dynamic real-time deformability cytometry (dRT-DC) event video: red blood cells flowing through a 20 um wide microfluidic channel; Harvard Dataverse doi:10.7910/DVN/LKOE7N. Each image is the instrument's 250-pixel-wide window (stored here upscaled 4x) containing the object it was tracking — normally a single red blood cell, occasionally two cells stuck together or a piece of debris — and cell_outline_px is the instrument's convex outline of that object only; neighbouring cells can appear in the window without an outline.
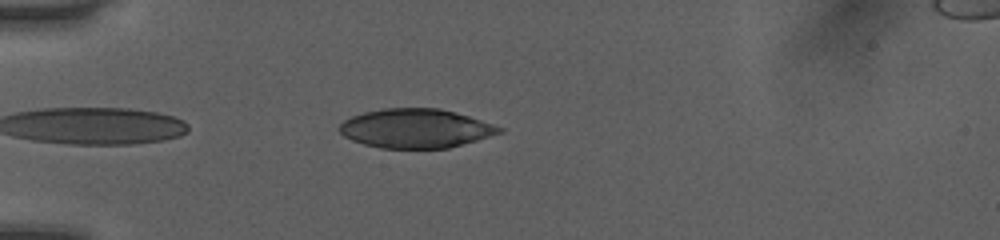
{"species": "human", "species_latin": "Homo sapiens", "temperature_condition": "room temperature", "stored_images_in_passage": 38, "camera_frame_rate_fps": 3000, "um_per_image_px": 0.085, "donor": {"sex": "female"}, "frame": {"image": 1, "passage_image": 2, "time_ms": 0.333, "image_size_px": [1000, 240], "cell_outline_px": [[504, 132], [448, 148], [380, 148], [364, 144], [352, 140], [344, 136], [340, 132], [340, 124], [344, 120], [352, 116], [364, 112], [384, 108], [440, 108], [468, 116], [504, 128]], "centroid_in_image_um": [35.32, 10.91], "position_along_channel_um": 49.7, "area_um2": 36.18}}
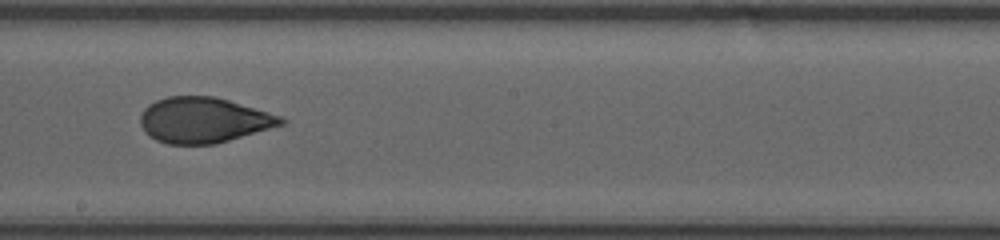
{"frame": {"image": 2, "passage_image": 17, "time_ms": 5.333, "image_size_px": [1000, 240], "cell_outline_px": [[288, 120], [284, 124], [216, 144], [168, 144], [156, 140], [148, 136], [144, 132], [140, 124], [140, 116], [144, 108], [148, 104], [156, 100], [168, 96], [212, 96], [228, 100], [268, 112], [280, 116]], "centroid_in_image_um": [17.27, 10.21], "position_along_channel_um": 230.9, "area_um2": 37.28}}
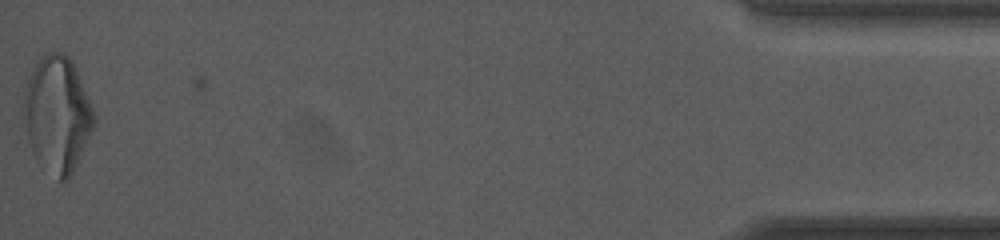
{"frame": {"image": 3, "passage_image": 38, "time_ms": 12.333, "image_size_px": [1000, 240], "cell_outline_px": [[96, 124], [68, 180], [60, 184], [40, 168], [32, 152], [28, 140], [20, 112], [24, 92], [28, 76], [40, 56], [48, 52], [64, 52], [72, 60], [96, 116]], "centroid_in_image_um": [4.82, 9.77], "position_along_channel_um": 430.4, "area_um2": 48.73}, "authors_computed_cell_mechanics": {"area_um2": 38.2636, "velocity_mm_per_s": 4.077, "shape_relaxation_time_tau1_ms": 6.1479, "shape_relaxation_time_tau2_ms": 0.9054, "deformation_change_tau1": 0.2051, "deformation_change_tau2": 0.0609}}